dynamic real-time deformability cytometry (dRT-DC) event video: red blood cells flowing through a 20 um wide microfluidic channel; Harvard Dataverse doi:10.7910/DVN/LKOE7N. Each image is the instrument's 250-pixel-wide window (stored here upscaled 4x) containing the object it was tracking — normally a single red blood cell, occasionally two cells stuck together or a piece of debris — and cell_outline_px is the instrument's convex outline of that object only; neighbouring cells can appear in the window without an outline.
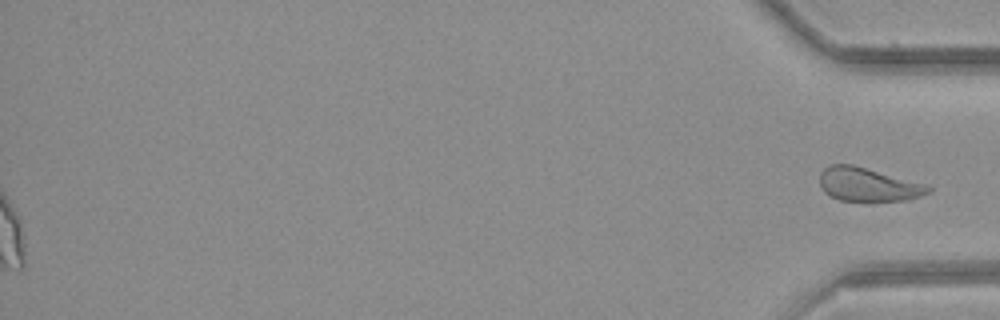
{"species": "common noctule bat (a hibernating species)", "species_latin": "Nyctalus noctula", "temperature_condition": "room temperature", "stored_images_in_passage": 54, "segment_of_instrument_passage": [2, 2], "camera_frame_rate_fps": 3000, "um_per_image_px": 0.085, "animal": {"sex": "female", "body_mass_g": 21.9}, "frame": {"image": 1, "passage_image": 54, "time_ms": 17.667, "image_size_px": [1000, 320], "cell_outline_px": [[932, 192], [920, 196], [904, 200], [840, 200], [824, 192], [820, 188], [820, 172], [824, 168], [832, 164], [852, 164], [920, 184], [932, 188]], "centroid_in_image_um": [73.7, 15.68], "position_along_channel_um": 361.5, "area_um2": 20.52}}